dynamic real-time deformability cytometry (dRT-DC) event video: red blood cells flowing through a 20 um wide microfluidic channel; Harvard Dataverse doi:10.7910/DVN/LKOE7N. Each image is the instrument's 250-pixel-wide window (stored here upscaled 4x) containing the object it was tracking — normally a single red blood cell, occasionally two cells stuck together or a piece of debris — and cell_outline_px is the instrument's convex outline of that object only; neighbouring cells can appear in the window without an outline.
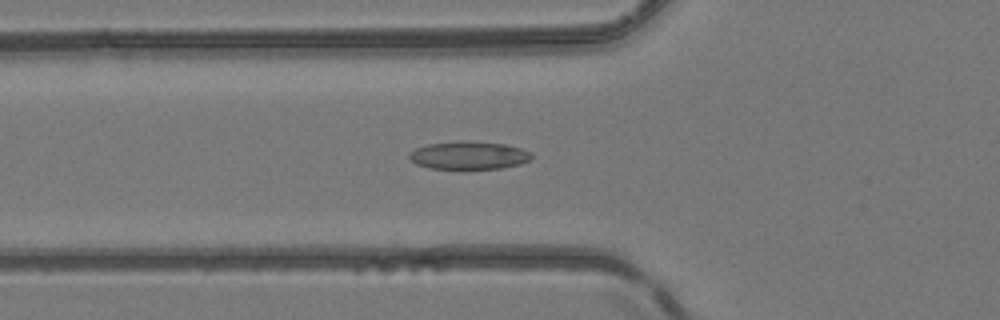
{"species": "common noctule bat (a hibernating species)", "species_latin": "Nyctalus noctula", "temperature_condition": "room temperature", "stored_images_in_passage": 33, "camera_frame_rate_fps": 3000, "um_per_image_px": 0.085, "animal": {"sex": "female", "body_mass_g": 24.6, "forearm_length_mm": 56.2}, "frame": {"image": 1, "passage_image": 6, "time_ms": 1.667, "image_size_px": [1000, 320], "cell_outline_px": [[532, 160], [520, 164], [500, 168], [428, 168], [416, 164], [408, 156], [408, 152], [416, 148], [428, 144], [460, 140], [468, 140], [504, 144], [520, 148], [532, 152]], "centroid_in_image_um": [39.85, 13.19], "position_along_channel_um": 85.9, "area_um2": 20.0}}
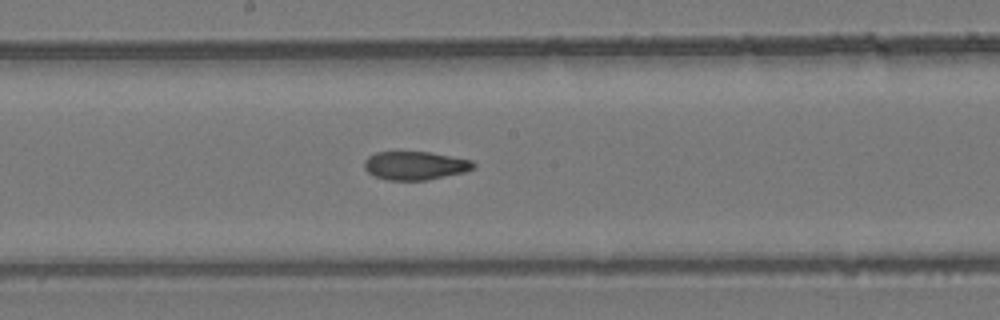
{"frame": {"image": 2, "passage_image": 15, "time_ms": 4.667, "image_size_px": [1000, 320], "cell_outline_px": [[476, 168], [464, 172], [424, 180], [388, 180], [372, 176], [364, 168], [364, 160], [368, 156], [376, 152], [428, 152], [472, 160], [476, 164]], "centroid_in_image_um": [35.26, 14.07], "position_along_channel_um": 212.9, "area_um2": 18.09}}
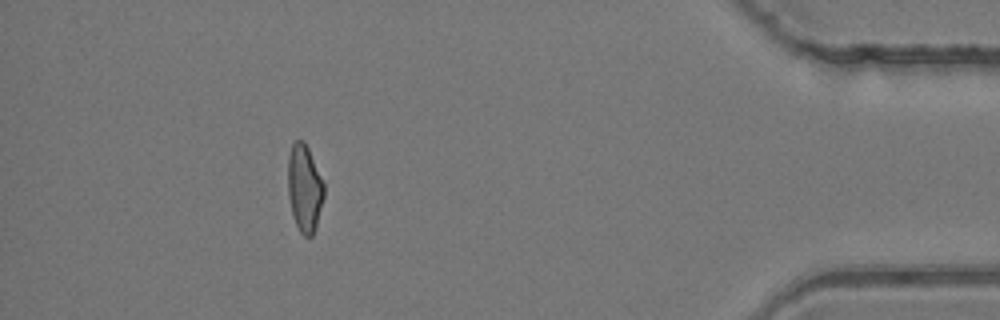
{"frame": {"image": 3, "passage_image": 33, "time_ms": 10.667, "image_size_px": [1000, 320], "cell_outline_px": [[324, 196], [316, 228], [312, 236], [304, 236], [300, 232], [292, 216], [288, 196], [288, 156], [292, 144], [296, 140], [304, 140], [308, 148], [324, 184]], "centroid_in_image_um": [25.87, 16.01], "position_along_channel_um": 409.3, "area_um2": 18.38}, "authors_computed_cell_mechanics": {"area_um2": 18.8428, "velocity_mm_per_s": 4.1949, "shape_relaxation_time_tau1_ms": 9.4834, "shape_relaxation_time_tau2_ms": 2.9886, "deformation_change_tau1": 0.177, "deformation_change_tau2": 0.0988}}